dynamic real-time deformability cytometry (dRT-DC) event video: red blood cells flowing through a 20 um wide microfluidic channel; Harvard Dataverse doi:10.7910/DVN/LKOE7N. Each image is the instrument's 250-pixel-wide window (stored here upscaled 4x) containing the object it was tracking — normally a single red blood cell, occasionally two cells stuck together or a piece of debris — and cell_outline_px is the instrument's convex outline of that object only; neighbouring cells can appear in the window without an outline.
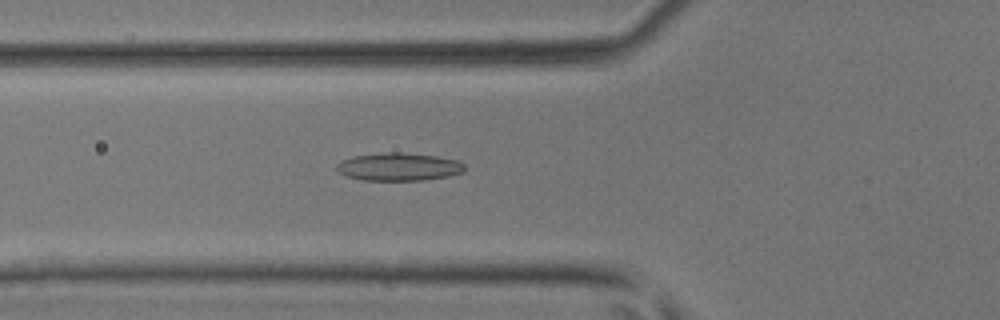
{"species": "common noctule bat (a hibernating species)", "species_latin": "Nyctalus noctula", "temperature_condition": "room temperature", "stored_images_in_passage": 42, "camera_frame_rate_fps": 3000, "um_per_image_px": 0.085, "animal": {"sex": "male", "body_mass_g": 17.9, "forearm_length_mm": 54.2}, "frame": {"image": 1, "passage_image": 17, "time_ms": 5.333, "image_size_px": [1000, 320], "cell_outline_px": [[464, 172], [448, 176], [424, 180], [364, 180], [348, 176], [340, 172], [336, 168], [336, 164], [340, 160], [352, 156], [388, 152], [400, 152], [436, 156], [456, 160], [464, 164]], "centroid_in_image_um": [33.88, 14.17], "position_along_channel_um": 91.9, "area_um2": 20.69}}
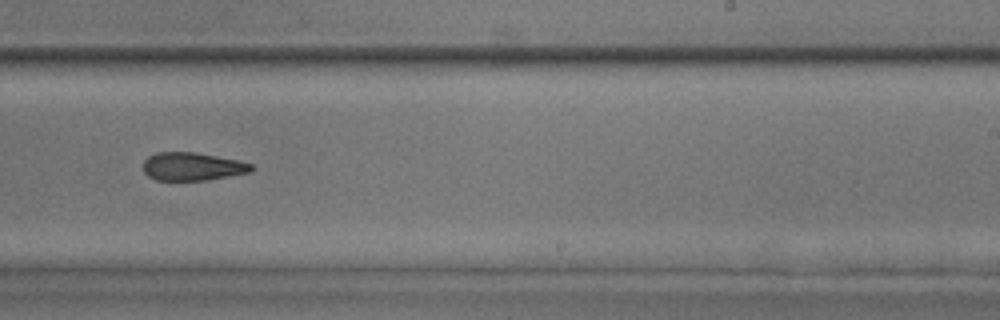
{"frame": {"image": 2, "passage_image": 29, "time_ms": 9.333, "image_size_px": [1000, 320], "cell_outline_px": [[252, 168], [248, 172], [208, 180], [156, 180], [148, 176], [144, 172], [144, 160], [148, 156], [156, 152], [196, 152], [236, 160], [252, 164]], "centroid_in_image_um": [16.29, 14.15], "position_along_channel_um": 272.7, "area_um2": 17.51}}
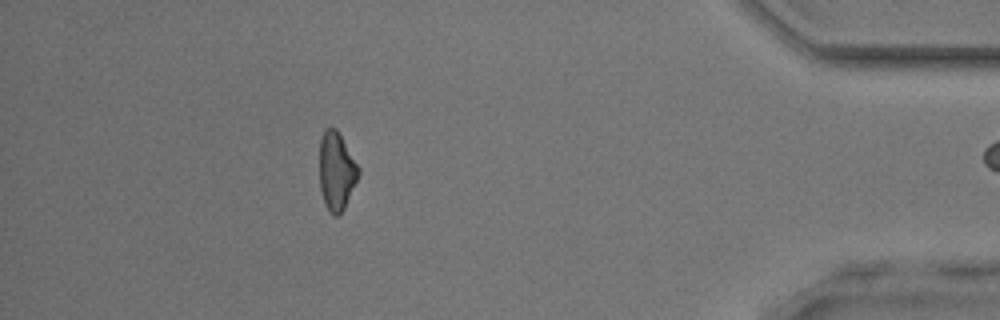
{"frame": {"image": 3, "passage_image": 41, "time_ms": 13.333, "image_size_px": [1000, 320], "cell_outline_px": [[360, 172], [344, 208], [340, 216], [332, 216], [324, 204], [320, 188], [320, 140], [324, 128], [336, 128], [360, 168]], "centroid_in_image_um": [28.59, 14.56], "position_along_channel_um": 406.6, "area_um2": 17.74}}